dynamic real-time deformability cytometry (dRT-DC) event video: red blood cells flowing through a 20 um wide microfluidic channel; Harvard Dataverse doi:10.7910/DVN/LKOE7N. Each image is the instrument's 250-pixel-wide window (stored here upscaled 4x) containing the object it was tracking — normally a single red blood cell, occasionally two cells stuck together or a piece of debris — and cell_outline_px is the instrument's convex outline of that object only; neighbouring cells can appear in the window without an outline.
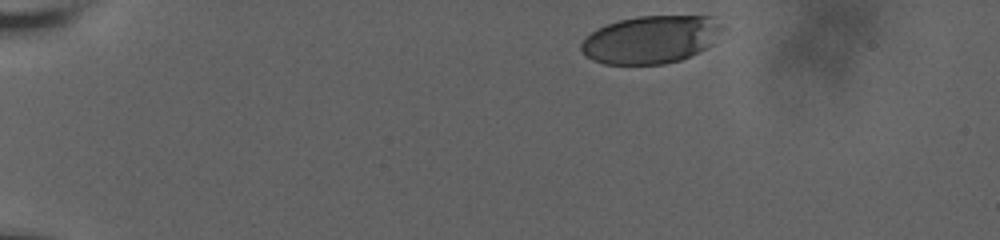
{"species": "human", "species_latin": "Homo sapiens", "temperature_condition": "room temperature", "stored_images_in_passage": 17, "camera_frame_rate_fps": 3000, "um_per_image_px": 0.085, "donor": {"sex": "male"}, "frame": {"image": 1, "passage_image": 1, "time_ms": 0.0, "image_size_px": [1000, 240], "cell_outline_px": [[728, 28], [712, 44], [680, 60], [664, 64], [604, 64], [592, 60], [580, 48], [580, 44], [596, 28], [620, 20], [640, 16], [708, 16], [724, 24]], "centroid_in_image_um": [55.38, 3.35], "position_along_channel_um": 29.6, "area_um2": 39.3}}
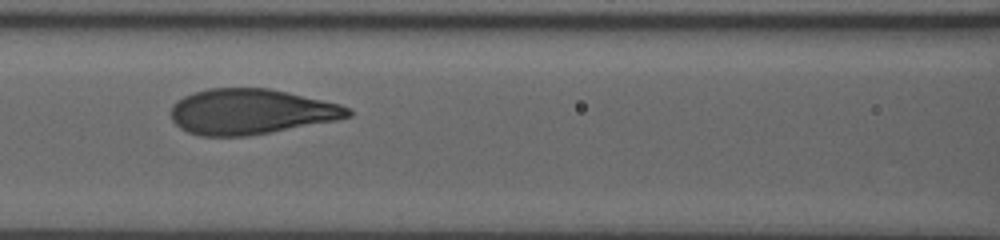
{"frame": {"image": 2, "passage_image": 15, "time_ms": 6.0, "image_size_px": [1000, 240], "cell_outline_px": [[352, 116], [336, 120], [248, 136], [200, 136], [188, 132], [180, 128], [172, 120], [172, 104], [176, 100], [192, 92], [208, 88], [268, 88], [288, 92], [340, 104], [348, 108], [352, 112]], "centroid_in_image_um": [21.29, 9.48], "position_along_channel_um": 145.3, "area_um2": 46.76}}
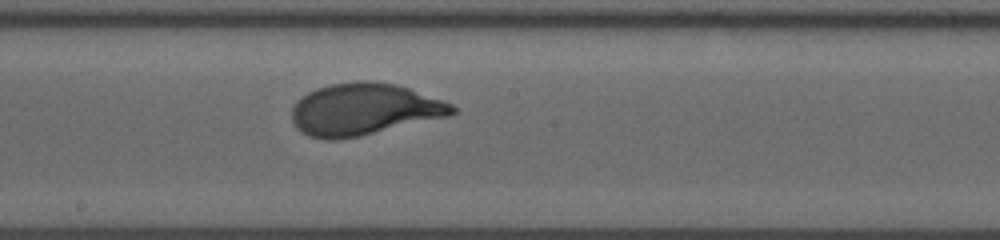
{"frame": {"image": 3, "passage_image": 17, "time_ms": 8.0, "image_size_px": [1000, 240], "cell_outline_px": [[456, 112], [452, 116], [360, 136], [332, 140], [328, 140], [308, 136], [296, 128], [292, 120], [292, 108], [296, 100], [308, 92], [316, 88], [332, 84], [356, 80], [368, 80], [396, 84], [408, 88], [452, 104], [456, 108]], "centroid_in_image_um": [30.94, 9.3], "position_along_channel_um": 217.3, "area_um2": 48.73}}